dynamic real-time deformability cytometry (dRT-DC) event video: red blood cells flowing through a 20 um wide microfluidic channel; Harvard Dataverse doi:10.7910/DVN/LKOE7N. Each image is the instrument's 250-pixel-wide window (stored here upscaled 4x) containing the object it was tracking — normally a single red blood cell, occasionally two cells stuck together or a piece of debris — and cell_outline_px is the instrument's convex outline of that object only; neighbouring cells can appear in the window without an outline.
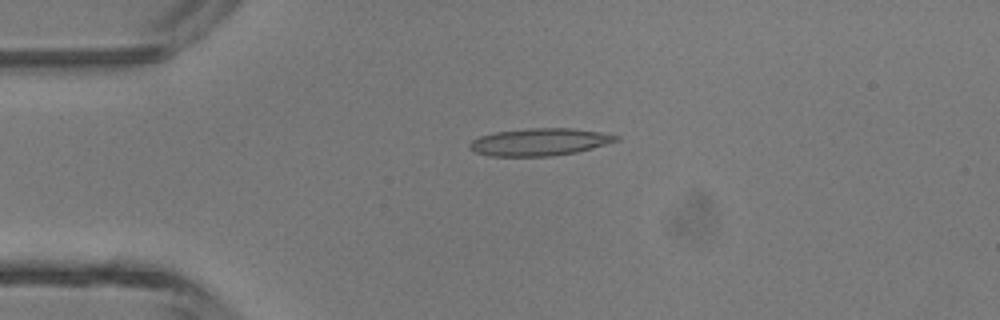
{"species": "common noctule bat (a hibernating species)", "species_latin": "Nyctalus noctula", "temperature_condition": "room temperature", "stored_images_in_passage": 4, "camera_frame_rate_fps": 3000, "um_per_image_px": 0.085, "animal": {"sex": "male", "body_mass_g": 13.3}, "frame": {"image": 1, "passage_image": 1, "time_ms": 0.0, "image_size_px": [1000, 320], "cell_outline_px": [[620, 140], [592, 148], [576, 152], [552, 156], [488, 156], [476, 152], [468, 148], [468, 144], [472, 140], [480, 136], [496, 132], [528, 128], [572, 128], [600, 132], [620, 136]], "centroid_in_image_um": [45.86, 12.07], "position_along_channel_um": 39.1, "area_um2": 23.35}}
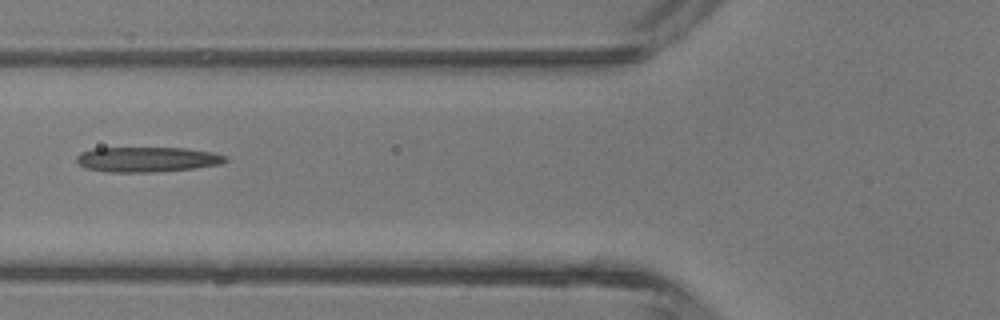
{"frame": {"image": 2, "passage_image": 3, "time_ms": 0.667, "image_size_px": [1000, 320], "cell_outline_px": [[228, 160], [220, 164], [192, 168], [152, 172], [108, 172], [84, 168], [76, 160], [76, 156], [80, 152], [92, 148], [184, 148], [212, 152], [228, 156]], "centroid_in_image_um": [12.47, 13.54], "position_along_channel_um": 113.3, "area_um2": 21.73}}
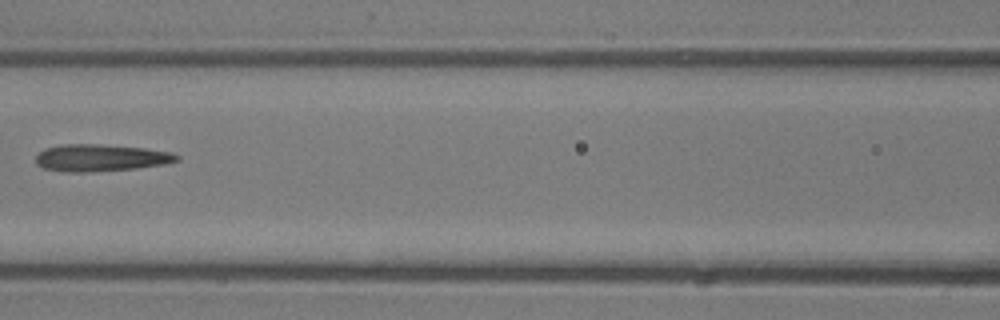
{"frame": {"image": 3, "passage_image": 4, "time_ms": 1.0, "image_size_px": [1000, 320], "cell_outline_px": [[180, 160], [164, 164], [136, 168], [92, 172], [64, 172], [44, 168], [36, 164], [36, 156], [44, 148], [60, 144], [96, 144], [144, 148], [172, 152], [180, 156]], "centroid_in_image_um": [8.55, 13.41], "position_along_channel_um": 158.1, "area_um2": 22.31}}